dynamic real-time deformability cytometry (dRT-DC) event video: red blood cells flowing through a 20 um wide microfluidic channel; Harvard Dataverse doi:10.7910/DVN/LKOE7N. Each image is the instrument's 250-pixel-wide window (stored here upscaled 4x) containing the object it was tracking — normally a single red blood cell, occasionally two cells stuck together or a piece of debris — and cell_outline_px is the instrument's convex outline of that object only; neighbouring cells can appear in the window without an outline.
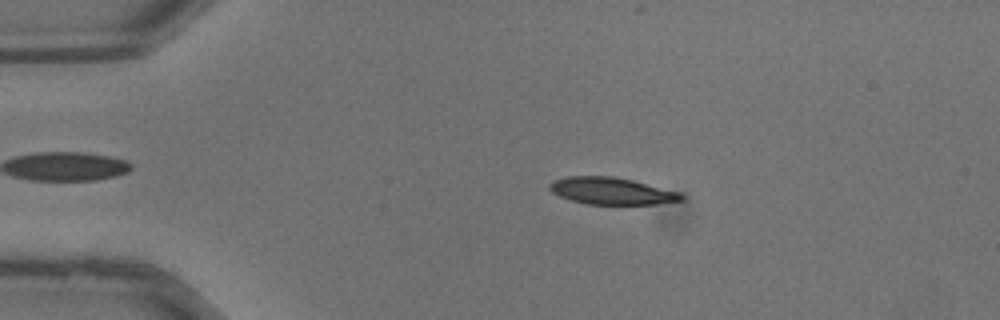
{"species": "common noctule bat (a hibernating species)", "species_latin": "Nyctalus noctula", "temperature_condition": "warm", "stored_images_in_passage": 36, "camera_frame_rate_fps": 3000, "um_per_image_px": 0.085, "animal": {"sex": "male", "body_mass_g": 13.3}, "frame": {"image": 1, "passage_image": 7, "time_ms": 2.0, "image_size_px": [1000, 320], "cell_outline_px": [[684, 200], [656, 204], [584, 204], [560, 196], [552, 192], [548, 188], [548, 184], [552, 180], [568, 176], [612, 176], [632, 180], [680, 192], [684, 196]], "centroid_in_image_um": [51.97, 16.23], "position_along_channel_um": 33.0, "area_um2": 20.75}}
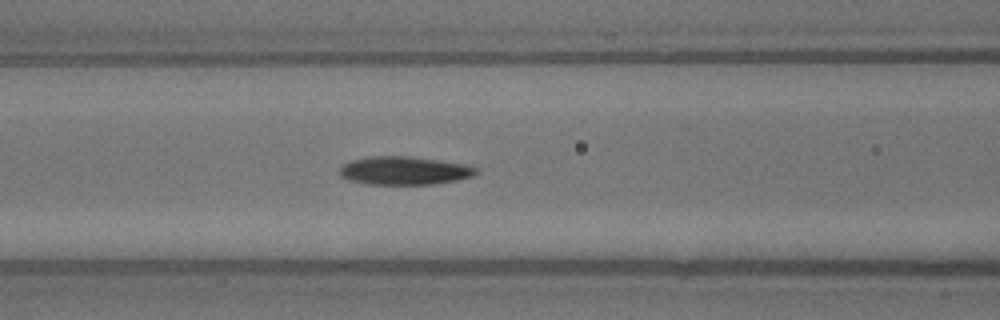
{"frame": {"image": 2, "passage_image": 15, "time_ms": 4.667, "image_size_px": [1000, 320], "cell_outline_px": [[476, 172], [472, 176], [456, 180], [432, 184], [368, 184], [348, 180], [340, 176], [340, 168], [344, 164], [352, 160], [372, 156], [408, 156], [464, 164], [476, 168]], "centroid_in_image_um": [34.32, 14.5], "position_along_channel_um": 132.3, "area_um2": 22.14}}
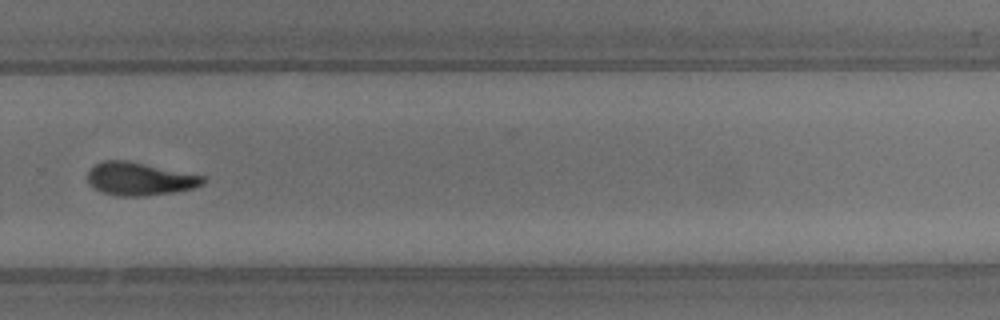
{"frame": {"image": 3, "passage_image": 25, "time_ms": 8.0, "image_size_px": [1000, 320], "cell_outline_px": [[204, 184], [192, 188], [172, 192], [144, 196], [120, 196], [100, 192], [88, 180], [88, 172], [96, 164], [104, 160], [128, 160], [204, 176]], "centroid_in_image_um": [11.87, 15.2], "position_along_channel_um": 317.9, "area_um2": 21.91}}